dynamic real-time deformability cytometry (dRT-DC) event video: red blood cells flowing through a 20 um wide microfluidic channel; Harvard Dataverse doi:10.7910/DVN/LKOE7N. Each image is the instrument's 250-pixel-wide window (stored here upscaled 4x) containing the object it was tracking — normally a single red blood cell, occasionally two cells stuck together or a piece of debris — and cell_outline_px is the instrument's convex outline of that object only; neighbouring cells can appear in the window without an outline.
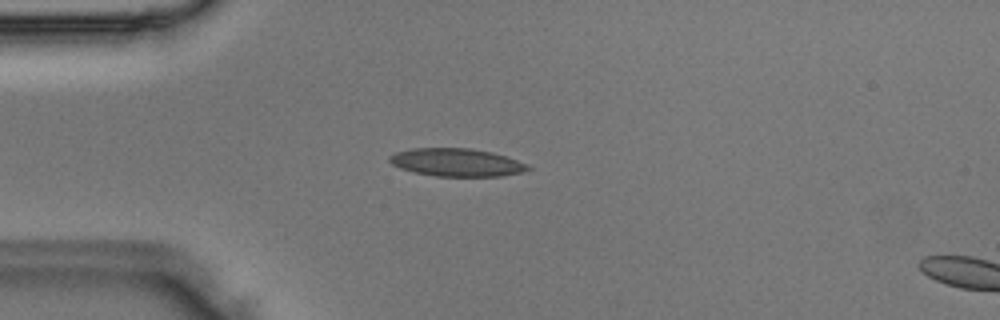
{"species": "Egyptian fruit bat (a non-hibernating species)", "species_latin": "Rousettus aegyptiacus", "temperature_condition": "room temperature", "stored_images_in_passage": 35, "camera_frame_rate_fps": 3000, "um_per_image_px": 0.085, "animal": {"sex": "male"}, "frame": {"image": 1, "passage_image": 6, "time_ms": 1.667, "image_size_px": [1000, 320], "cell_outline_px": [[532, 168], [520, 172], [500, 176], [436, 176], [416, 172], [400, 168], [392, 164], [388, 160], [388, 156], [396, 152], [412, 148], [468, 148], [492, 152], [528, 164]], "centroid_in_image_um": [38.78, 13.8], "position_along_channel_um": 46.2, "area_um2": 22.31}}
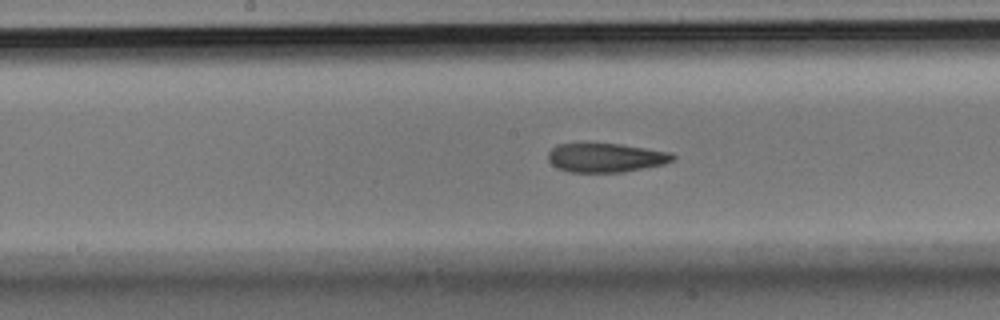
{"frame": {"image": 2, "passage_image": 18, "time_ms": 5.667, "image_size_px": [1000, 320], "cell_outline_px": [[676, 160], [664, 164], [624, 172], [568, 172], [556, 168], [548, 160], [548, 152], [556, 144], [620, 144], [672, 152], [676, 156]], "centroid_in_image_um": [51.51, 13.41], "position_along_channel_um": 196.7, "area_um2": 21.21}}
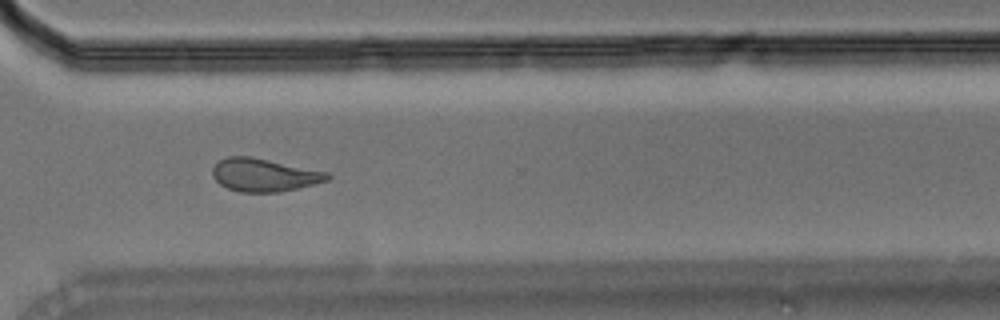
{"frame": {"image": 3, "passage_image": 29, "time_ms": 9.333, "image_size_px": [1000, 320], "cell_outline_px": [[332, 176], [328, 180], [280, 192], [240, 192], [228, 188], [220, 184], [212, 176], [212, 168], [220, 160], [228, 156], [252, 156], [328, 172]], "centroid_in_image_um": [22.44, 14.86], "position_along_channel_um": 348.2, "area_um2": 22.02}}